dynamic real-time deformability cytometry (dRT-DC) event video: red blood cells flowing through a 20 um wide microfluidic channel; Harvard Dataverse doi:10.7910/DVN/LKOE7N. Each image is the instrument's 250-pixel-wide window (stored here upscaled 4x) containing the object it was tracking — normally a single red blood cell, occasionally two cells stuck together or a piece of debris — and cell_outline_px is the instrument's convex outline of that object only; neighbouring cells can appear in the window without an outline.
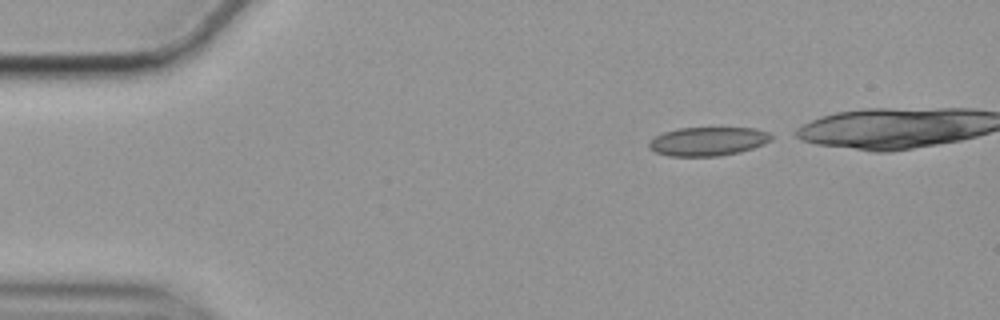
{"species": "common noctule bat (a hibernating species)", "species_latin": "Nyctalus noctula", "temperature_condition": "cold", "stored_images_in_passage": 39, "camera_frame_rate_fps": 3000, "um_per_image_px": 0.085, "animal": {"sex": "female", "body_mass_g": 19.9}, "frame": {"image": 1, "passage_image": 1, "time_ms": 0.0, "image_size_px": [1000, 320], "cell_outline_px": [[772, 140], [764, 144], [740, 152], [716, 156], [668, 156], [656, 152], [648, 148], [648, 140], [664, 132], [676, 128], [756, 128], [768, 132], [772, 136]], "centroid_in_image_um": [60.15, 12.01], "position_along_channel_um": 24.8, "area_um2": 20.58}}
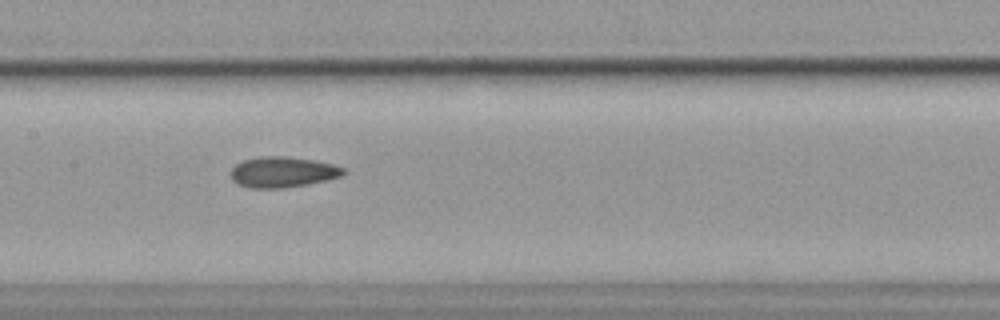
{"frame": {"image": 2, "passage_image": 20, "time_ms": 6.333, "image_size_px": [1000, 320], "cell_outline_px": [[348, 172], [344, 176], [328, 180], [308, 184], [284, 188], [252, 188], [236, 184], [232, 180], [232, 168], [236, 164], [244, 160], [260, 156], [288, 156], [316, 160], [332, 164], [344, 168]], "centroid_in_image_um": [24.08, 14.62], "position_along_channel_um": 183.3, "area_um2": 20.4}}
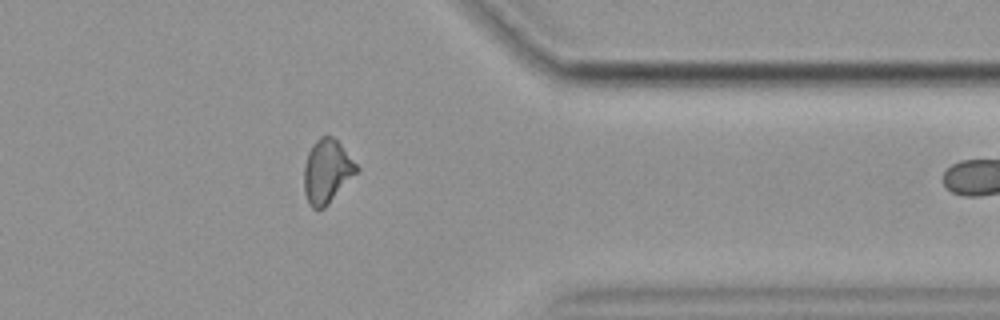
{"frame": {"image": 3, "passage_image": 38, "time_ms": 12.333, "image_size_px": [1000, 320], "cell_outline_px": [[360, 168], [328, 204], [324, 208], [312, 208], [308, 204], [304, 192], [304, 164], [308, 152], [312, 144], [320, 136], [332, 136], [340, 144]], "centroid_in_image_um": [27.76, 14.56], "position_along_channel_um": 383.6, "area_um2": 19.31}}